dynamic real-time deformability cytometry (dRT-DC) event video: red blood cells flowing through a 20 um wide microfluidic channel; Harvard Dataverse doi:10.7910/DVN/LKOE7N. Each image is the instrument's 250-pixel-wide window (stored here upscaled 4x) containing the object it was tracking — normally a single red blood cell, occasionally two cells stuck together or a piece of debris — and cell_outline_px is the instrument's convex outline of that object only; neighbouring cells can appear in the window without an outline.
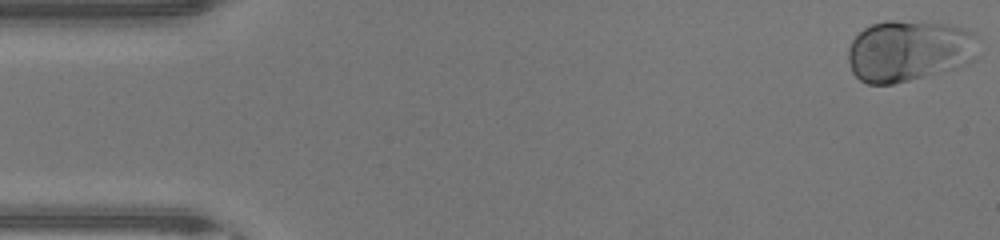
{"species": "human", "species_latin": "Homo sapiens", "temperature_condition": "warm", "stored_images_in_passage": 46, "camera_frame_rate_fps": 3000, "um_per_image_px": 0.085, "donor": {"sex": "male"}, "frame": {"image": 1, "passage_image": 1, "time_ms": 0.0, "image_size_px": [1000, 240], "cell_outline_px": [[976, 36], [972, 60], [968, 64], [956, 68], [892, 84], [868, 84], [860, 80], [852, 72], [848, 60], [848, 48], [852, 40], [864, 28], [872, 24], [888, 20], [896, 20], [948, 24], [964, 28], [976, 32]], "centroid_in_image_um": [77.22, 4.31], "position_along_channel_um": 7.8, "area_um2": 46.36}}
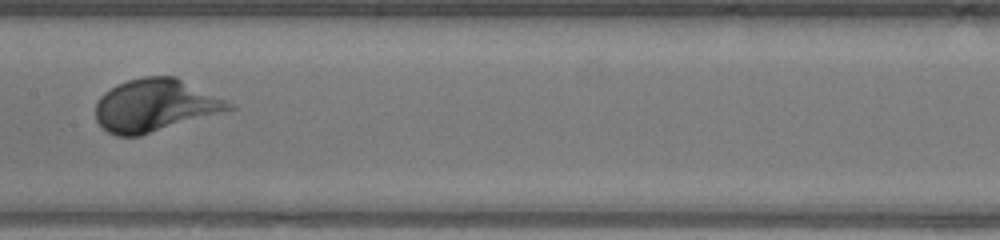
{"frame": {"image": 2, "passage_image": 23, "time_ms": 7.333, "image_size_px": [1000, 240], "cell_outline_px": [[236, 108], [140, 136], [116, 136], [108, 132], [96, 120], [96, 104], [100, 96], [104, 92], [116, 84], [128, 80], [144, 76], [176, 76], [236, 104]], "centroid_in_image_um": [13.2, 8.95], "position_along_channel_um": 194.2, "area_um2": 40.92}}
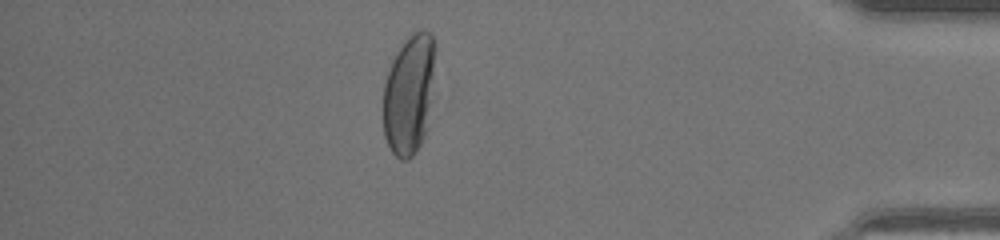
{"frame": {"image": 3, "passage_image": 40, "time_ms": 13.0, "image_size_px": [1000, 240], "cell_outline_px": [[436, 48], [424, 136], [420, 144], [412, 156], [408, 160], [400, 160], [392, 152], [384, 136], [384, 84], [392, 56], [408, 36], [412, 32], [428, 32], [432, 36], [436, 44]], "centroid_in_image_um": [34.73, 7.98], "position_along_channel_um": 400.5, "area_um2": 35.66}, "authors_computed_cell_mechanics": {"area_um2": 39.6797, "velocity_mm_per_s": 4.4468, "shape_relaxation_time_tau1_ms": 4.3699, "shape_relaxation_time_tau2_ms": null, "deformation_change_tau1": 0.2439, "deformation_change_tau2": null}}